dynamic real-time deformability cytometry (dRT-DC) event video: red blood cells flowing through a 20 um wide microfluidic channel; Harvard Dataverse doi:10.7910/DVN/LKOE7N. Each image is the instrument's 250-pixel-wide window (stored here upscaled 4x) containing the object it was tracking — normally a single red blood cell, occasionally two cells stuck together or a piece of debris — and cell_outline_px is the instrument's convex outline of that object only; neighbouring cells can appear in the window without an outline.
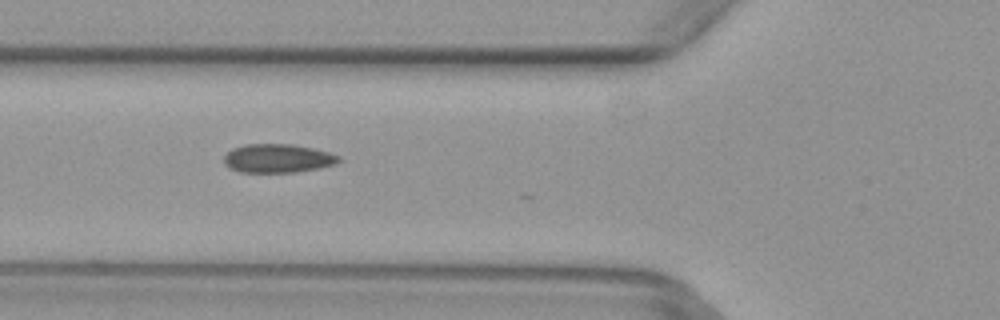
{"species": "common noctule bat (a hibernating species)", "species_latin": "Nyctalus noctula", "temperature_condition": "warm", "stored_images_in_passage": 4, "camera_frame_rate_fps": 3000, "um_per_image_px": 0.085, "animal": {"sex": "female", "body_mass_g": 29.2, "forearm_length_mm": 56.3}, "frame": {"image": 1, "passage_image": 3, "time_ms": 0.667, "image_size_px": [1000, 320], "cell_outline_px": [[344, 160], [336, 164], [320, 168], [296, 172], [240, 172], [228, 168], [224, 164], [224, 156], [232, 148], [244, 144], [292, 144], [312, 148], [328, 152], [340, 156]], "centroid_in_image_um": [23.62, 13.46], "position_along_channel_um": 102.2, "area_um2": 19.42}}